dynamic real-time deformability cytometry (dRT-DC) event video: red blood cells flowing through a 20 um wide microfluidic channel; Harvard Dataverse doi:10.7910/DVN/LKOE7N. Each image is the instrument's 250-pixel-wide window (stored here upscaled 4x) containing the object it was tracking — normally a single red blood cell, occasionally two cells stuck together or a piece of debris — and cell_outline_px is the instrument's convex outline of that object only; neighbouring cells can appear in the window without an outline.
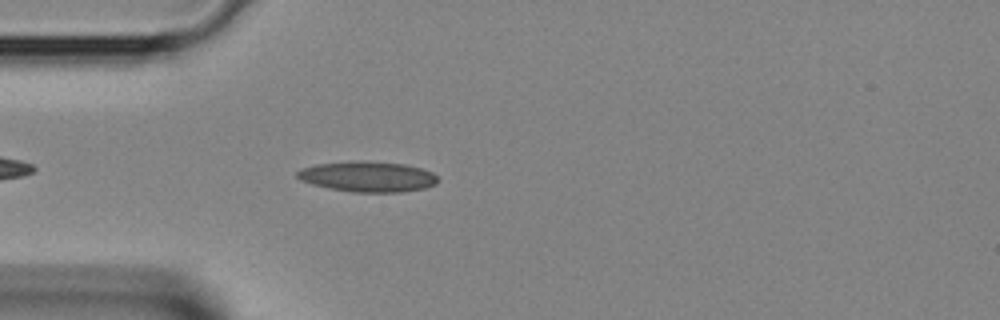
{"species": "Egyptian fruit bat (a non-hibernating species)", "species_latin": "Rousettus aegyptiacus", "temperature_condition": "room temperature", "stored_images_in_passage": 6, "camera_frame_rate_fps": 3000, "um_per_image_px": 0.085, "animal": {"sex": "female"}, "frame": {"image": 1, "passage_image": 3, "time_ms": 0.667, "image_size_px": [1000, 320], "cell_outline_px": [[436, 184], [424, 188], [400, 192], [352, 192], [328, 188], [312, 184], [300, 180], [296, 176], [296, 172], [304, 168], [316, 164], [404, 164], [420, 168], [432, 172], [436, 176]], "centroid_in_image_um": [31.26, 15.07], "position_along_channel_um": 53.7, "area_um2": 23.58}}